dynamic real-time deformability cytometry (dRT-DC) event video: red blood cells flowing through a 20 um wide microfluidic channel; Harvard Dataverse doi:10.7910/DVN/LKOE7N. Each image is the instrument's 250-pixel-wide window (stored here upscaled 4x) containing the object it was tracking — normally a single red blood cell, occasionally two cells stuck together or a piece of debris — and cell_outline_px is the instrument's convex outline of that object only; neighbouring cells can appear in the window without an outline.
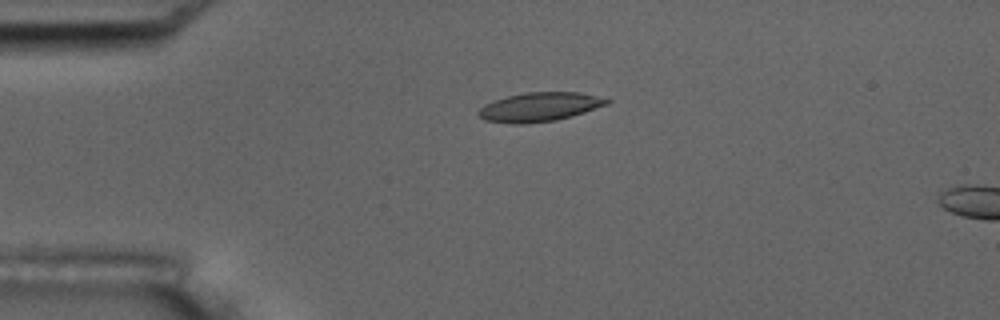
{"species": "common noctule bat (a hibernating species)", "species_latin": "Nyctalus noctula", "temperature_condition": "room temperature", "stored_images_in_passage": 3, "camera_frame_rate_fps": 3000, "um_per_image_px": 0.085, "animal": {"sex": "male", "body_mass_g": 17.5, "forearm_length_mm": 52.3}, "frame": {"image": 1, "passage_image": 2, "time_ms": 2.0, "image_size_px": [1000, 320], "cell_outline_px": [[612, 100], [608, 104], [584, 112], [556, 120], [524, 124], [512, 124], [484, 120], [476, 112], [484, 104], [492, 100], [524, 92], [580, 92], [608, 96]], "centroid_in_image_um": [45.9, 9.07], "position_along_channel_um": 39.1, "area_um2": 22.08}}